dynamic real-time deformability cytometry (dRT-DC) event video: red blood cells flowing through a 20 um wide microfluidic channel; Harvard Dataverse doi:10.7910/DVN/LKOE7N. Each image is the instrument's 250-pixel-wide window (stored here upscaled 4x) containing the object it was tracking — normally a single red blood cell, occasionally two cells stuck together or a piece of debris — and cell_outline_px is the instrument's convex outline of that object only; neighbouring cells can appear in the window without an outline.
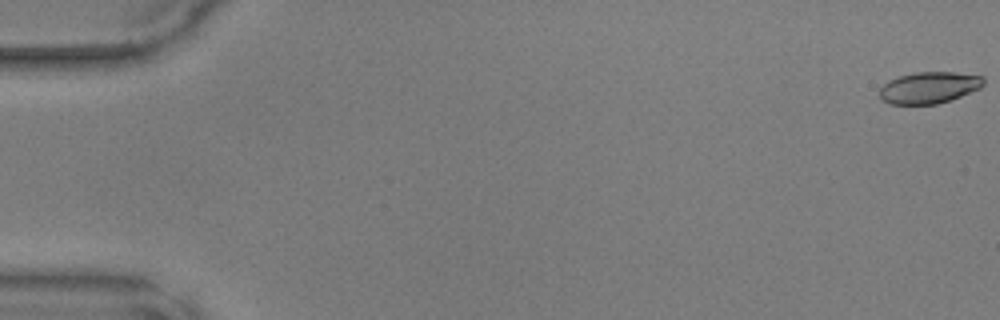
{"species": "common noctule bat (a hibernating species)", "species_latin": "Nyctalus noctula", "temperature_condition": "warm", "stored_images_in_passage": 45, "camera_frame_rate_fps": 3000, "um_per_image_px": 0.085, "animal": {"sex": "male", "body_mass_g": 17.9, "forearm_length_mm": 54.2}, "frame": {"image": 1, "passage_image": 1, "time_ms": 0.0, "image_size_px": [1000, 320], "cell_outline_px": [[984, 84], [980, 88], [960, 96], [936, 104], [888, 104], [880, 96], [880, 88], [888, 80], [900, 76], [916, 72], [956, 72], [984, 76]], "centroid_in_image_um": [78.98, 7.43], "position_along_channel_um": 6.0, "area_um2": 19.02}}
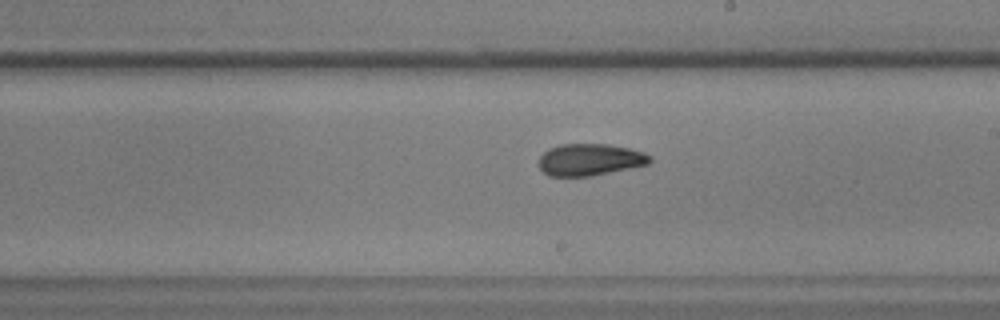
{"frame": {"image": 2, "passage_image": 29, "time_ms": 9.333, "image_size_px": [1000, 320], "cell_outline_px": [[652, 160], [648, 164], [592, 176], [548, 176], [536, 164], [540, 156], [548, 148], [560, 144], [608, 144], [628, 148], [644, 152], [652, 156]], "centroid_in_image_um": [50.11, 13.57], "position_along_channel_um": 238.9, "area_um2": 20.81}}
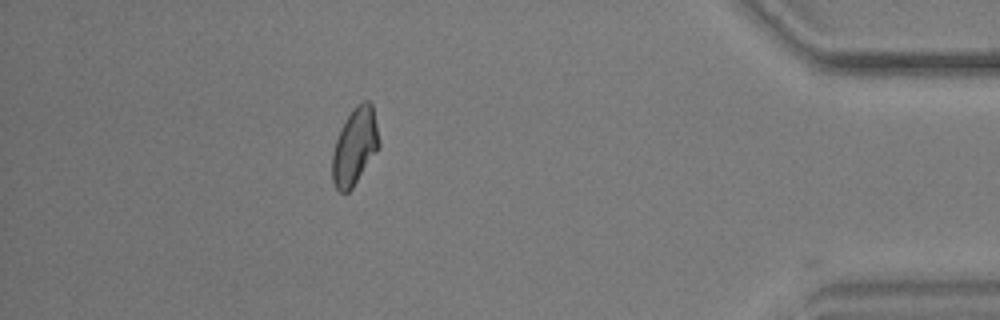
{"frame": {"image": 3, "passage_image": 44, "time_ms": 14.333, "image_size_px": [1000, 320], "cell_outline_px": [[380, 144], [376, 152], [352, 188], [348, 192], [340, 192], [336, 188], [332, 180], [332, 152], [336, 140], [344, 120], [356, 104], [364, 100], [368, 100], [372, 104]], "centroid_in_image_um": [30.14, 12.43], "position_along_channel_um": 405.1, "area_um2": 20.81}}